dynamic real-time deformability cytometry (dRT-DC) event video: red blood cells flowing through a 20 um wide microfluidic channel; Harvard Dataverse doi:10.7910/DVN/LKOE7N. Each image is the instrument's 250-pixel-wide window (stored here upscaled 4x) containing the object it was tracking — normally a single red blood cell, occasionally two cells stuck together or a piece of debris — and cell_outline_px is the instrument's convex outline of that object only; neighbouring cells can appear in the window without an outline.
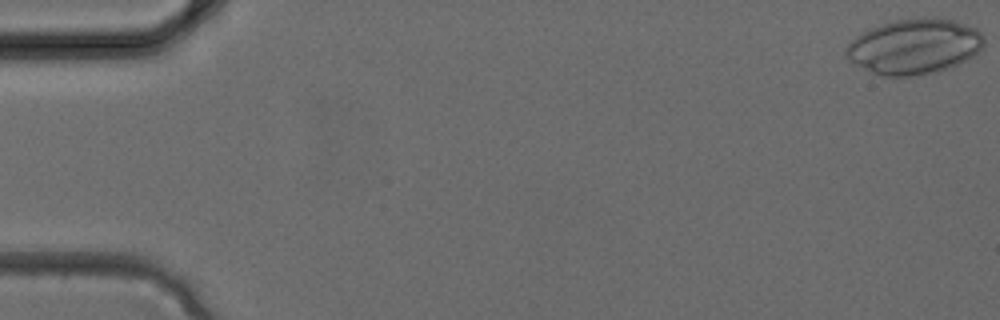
{"species": "common noctule bat (a hibernating species)", "species_latin": "Nyctalus noctula", "temperature_condition": "cold", "stored_images_in_passage": 5, "camera_frame_rate_fps": 3000, "um_per_image_px": 0.085, "animal": {"sex": "female", "body_mass_g": 24.6, "forearm_length_mm": 56.2}, "frame": {"image": 1, "passage_image": 1, "time_ms": 0.0, "image_size_px": [1000, 320], "cell_outline_px": [[984, 44], [972, 56], [948, 68], [936, 72], [912, 76], [884, 76], [872, 72], [848, 60], [844, 56], [844, 48], [860, 32], [880, 24], [896, 20], [952, 20], [976, 28], [984, 36]], "centroid_in_image_um": [77.65, 3.98], "position_along_channel_um": 7.3, "area_um2": 43.58}}